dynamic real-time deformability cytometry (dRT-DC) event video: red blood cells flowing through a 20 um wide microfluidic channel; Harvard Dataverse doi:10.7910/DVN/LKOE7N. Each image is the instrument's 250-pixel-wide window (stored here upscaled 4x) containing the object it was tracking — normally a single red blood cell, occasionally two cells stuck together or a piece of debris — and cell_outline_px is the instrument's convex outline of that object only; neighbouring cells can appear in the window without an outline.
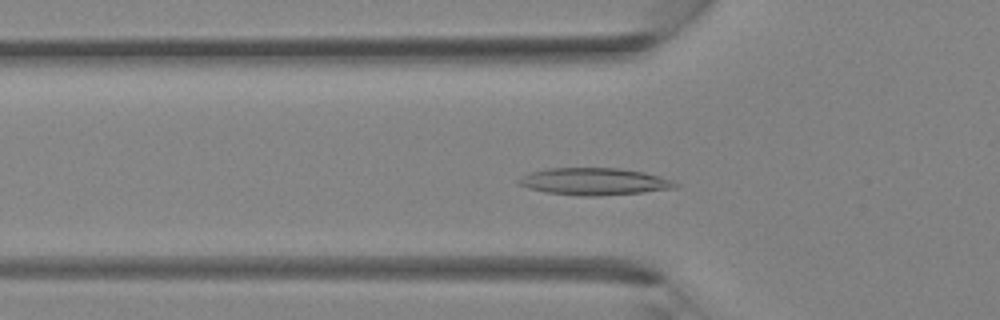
{"species": "Egyptian fruit bat (a non-hibernating species)", "species_latin": "Rousettus aegyptiacus", "temperature_condition": "room temperature", "stored_images_in_passage": 35, "camera_frame_rate_fps": 3000, "um_per_image_px": 0.085, "animal": {"sex": "female"}, "frame": {"image": 1, "passage_image": 11, "time_ms": 3.333, "image_size_px": [1000, 320], "cell_outline_px": [[680, 184], [676, 188], [640, 192], [592, 196], [580, 196], [548, 192], [528, 188], [516, 184], [516, 180], [532, 172], [548, 168], [620, 168], [644, 172], [672, 180]], "centroid_in_image_um": [50.5, 15.42], "position_along_channel_um": 75.3, "area_um2": 24.51}}
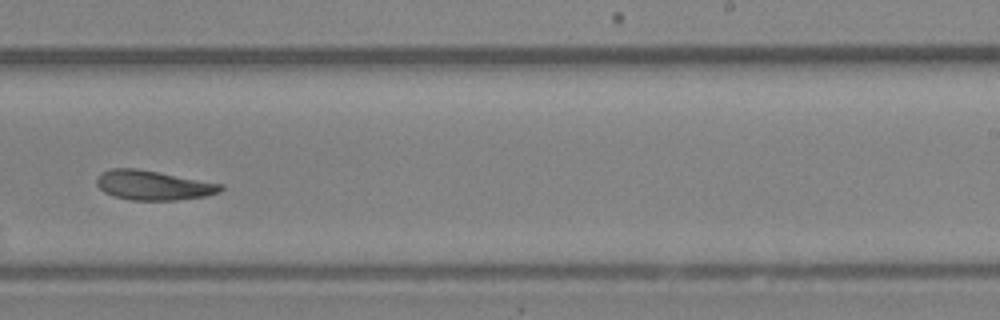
{"frame": {"image": 2, "passage_image": 22, "time_ms": 7.0, "image_size_px": [1000, 320], "cell_outline_px": [[224, 188], [220, 192], [204, 196], [176, 200], [132, 200], [112, 196], [104, 192], [96, 184], [96, 180], [104, 172], [112, 168], [136, 168], [224, 184]], "centroid_in_image_um": [13.04, 15.75], "position_along_channel_um": 276.0, "area_um2": 21.21}}
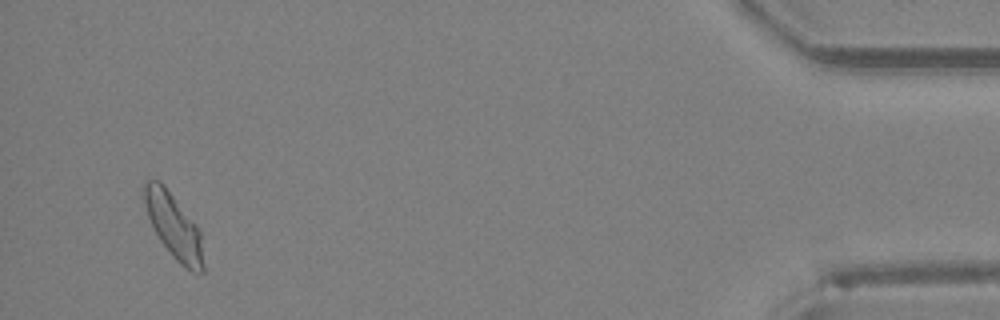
{"frame": {"image": 3, "passage_image": 34, "time_ms": 11.0, "image_size_px": [1000, 320], "cell_outline_px": [[204, 272], [192, 272], [184, 268], [172, 256], [160, 240], [148, 216], [144, 200], [144, 180], [160, 180], [164, 184], [200, 232], [204, 268]], "centroid_in_image_um": [14.76, 19.23], "position_along_channel_um": 420.4, "area_um2": 21.79}}